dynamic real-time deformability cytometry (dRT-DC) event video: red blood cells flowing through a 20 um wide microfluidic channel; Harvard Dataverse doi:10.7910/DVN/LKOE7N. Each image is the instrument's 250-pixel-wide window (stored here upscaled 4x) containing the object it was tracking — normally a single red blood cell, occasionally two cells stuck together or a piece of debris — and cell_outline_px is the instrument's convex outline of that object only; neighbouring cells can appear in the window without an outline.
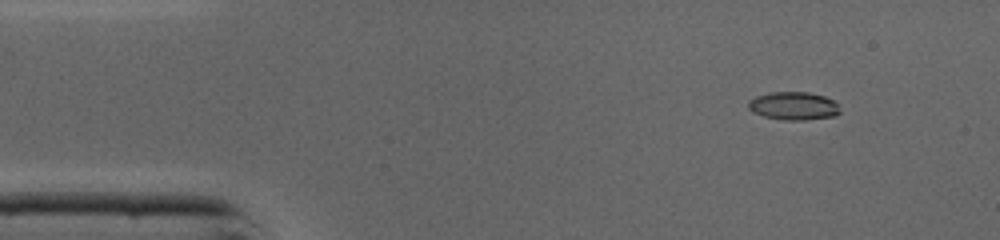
{"species": "common noctule bat (a hibernating species)", "species_latin": "Nyctalus noctula", "temperature_condition": "cold", "stored_images_in_passage": 42, "camera_frame_rate_fps": 3000, "um_per_image_px": 0.085, "animal": {"sex": "male", "body_mass_g": 19.0, "forearm_length_mm": 50.8}, "frame": {"image": 1, "passage_image": 1, "time_ms": 0.0, "image_size_px": [1000, 240], "cell_outline_px": [[840, 112], [836, 116], [804, 120], [784, 120], [764, 116], [752, 112], [748, 108], [748, 100], [756, 96], [768, 92], [808, 92], [824, 96], [832, 100], [836, 104]], "centroid_in_image_um": [67.42, 9.0], "position_along_channel_um": 17.6, "area_um2": 15.03}}
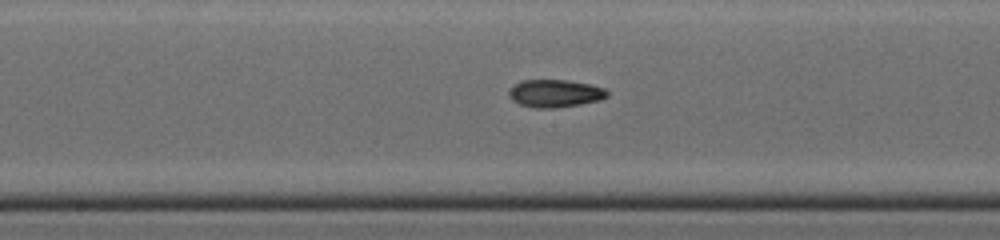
{"frame": {"image": 2, "passage_image": 19, "time_ms": 6.0, "image_size_px": [1000, 240], "cell_outline_px": [[608, 96], [600, 100], [580, 104], [556, 108], [536, 108], [520, 104], [512, 100], [508, 92], [520, 80], [568, 80], [592, 84], [604, 88], [608, 92]], "centroid_in_image_um": [47.21, 7.93], "position_along_channel_um": 201.0, "area_um2": 15.84}}
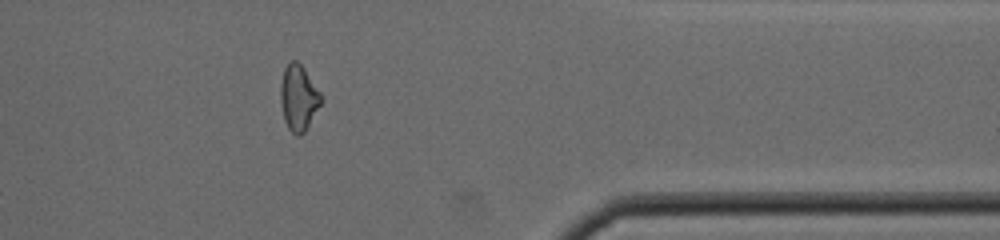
{"frame": {"image": 3, "passage_image": 33, "time_ms": 10.667, "image_size_px": [1000, 240], "cell_outline_px": [[320, 104], [304, 132], [300, 136], [296, 136], [288, 128], [284, 120], [280, 100], [280, 84], [284, 68], [292, 60], [296, 60], [304, 68], [320, 92]], "centroid_in_image_um": [25.34, 8.31], "position_along_channel_um": 386.1, "area_um2": 15.26}, "authors_computed_cell_mechanics": {"area_um2": 15.4326, "velocity_mm_per_s": 4.3939, "shape_relaxation_time_tau1_ms": 6.2967, "shape_relaxation_time_tau2_ms": 5.5631, "deformation_change_tau1": 0.1668, "deformation_change_tau2": 0.1309}}